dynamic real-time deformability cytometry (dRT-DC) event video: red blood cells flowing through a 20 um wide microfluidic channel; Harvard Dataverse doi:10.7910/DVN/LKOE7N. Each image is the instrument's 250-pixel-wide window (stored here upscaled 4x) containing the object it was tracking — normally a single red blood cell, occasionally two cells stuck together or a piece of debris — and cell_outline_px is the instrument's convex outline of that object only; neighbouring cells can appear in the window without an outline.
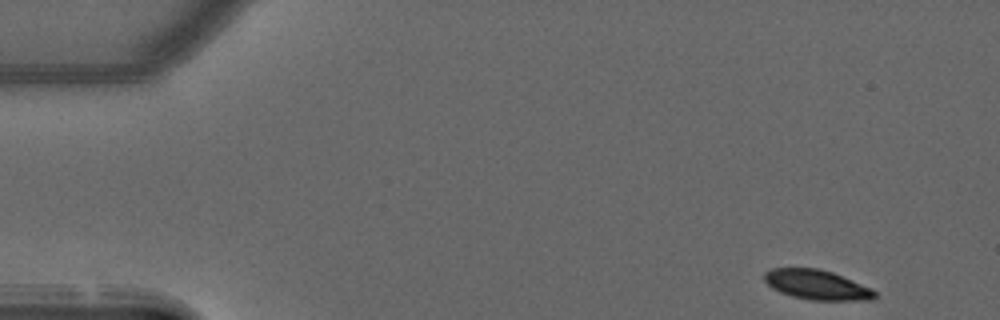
{"species": "common noctule bat (a hibernating species)", "species_latin": "Nyctalus noctula", "temperature_condition": "warm", "stored_images_in_passage": 48, "camera_frame_rate_fps": 3000, "um_per_image_px": 0.085, "animal": {"sex": "male", "forearm_length_mm": 52.5}, "frame": {"image": 1, "passage_image": 1, "time_ms": 0.0, "image_size_px": [1000, 320], "cell_outline_px": [[876, 296], [872, 300], [812, 300], [792, 296], [780, 292], [772, 288], [764, 280], [764, 272], [772, 268], [820, 268], [832, 272], [872, 288], [876, 292]], "centroid_in_image_um": [69.43, 24.2], "position_along_channel_um": 15.6, "area_um2": 19.13}}
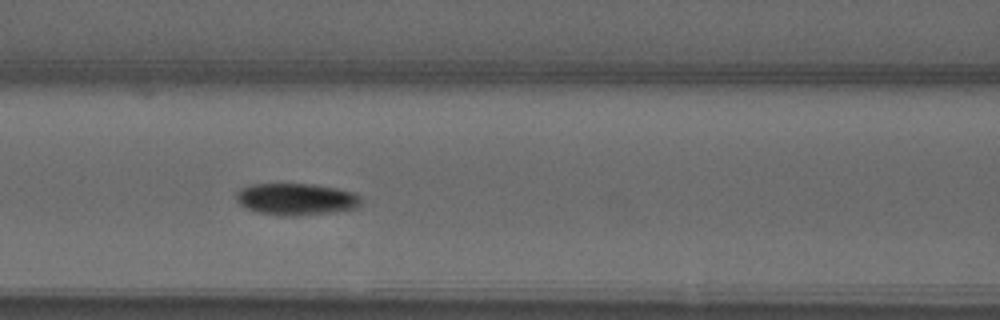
{"frame": {"image": 2, "passage_image": 19, "time_ms": 6.0, "image_size_px": [1000, 320], "cell_outline_px": [[360, 204], [356, 208], [332, 212], [296, 216], [284, 216], [256, 212], [240, 204], [236, 200], [236, 192], [240, 188], [252, 184], [312, 184], [336, 188], [352, 192], [360, 196]], "centroid_in_image_um": [25.15, 16.93], "position_along_channel_um": 141.5, "area_um2": 23.12}}
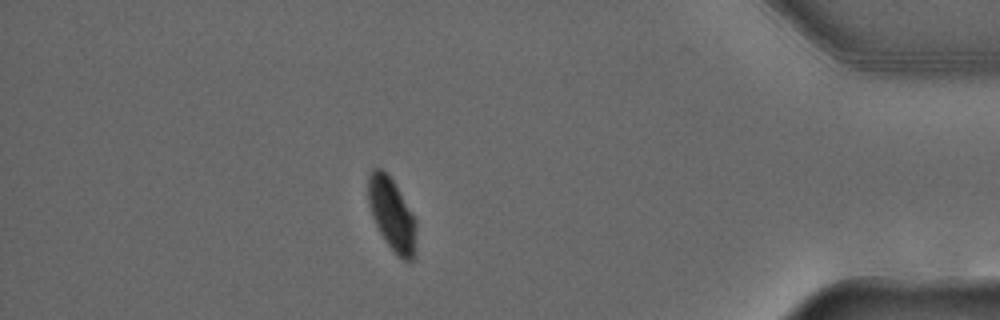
{"frame": {"image": 3, "passage_image": 42, "time_ms": 13.667, "image_size_px": [1000, 320], "cell_outline_px": [[416, 256], [412, 260], [404, 260], [388, 244], [380, 232], [372, 216], [368, 204], [368, 176], [372, 168], [380, 168], [392, 180], [416, 220]], "centroid_in_image_um": [33.31, 18.23], "position_along_channel_um": 401.9, "area_um2": 19.94}, "authors_computed_cell_mechanics": {"area_um2": 22.1374, "velocity_mm_per_s": 3.956, "shape_relaxation_time_tau1_ms": 6.5269, "shape_relaxation_time_tau2_ms": null, "deformation_change_tau1": 0.1606, "deformation_change_tau2": null}}